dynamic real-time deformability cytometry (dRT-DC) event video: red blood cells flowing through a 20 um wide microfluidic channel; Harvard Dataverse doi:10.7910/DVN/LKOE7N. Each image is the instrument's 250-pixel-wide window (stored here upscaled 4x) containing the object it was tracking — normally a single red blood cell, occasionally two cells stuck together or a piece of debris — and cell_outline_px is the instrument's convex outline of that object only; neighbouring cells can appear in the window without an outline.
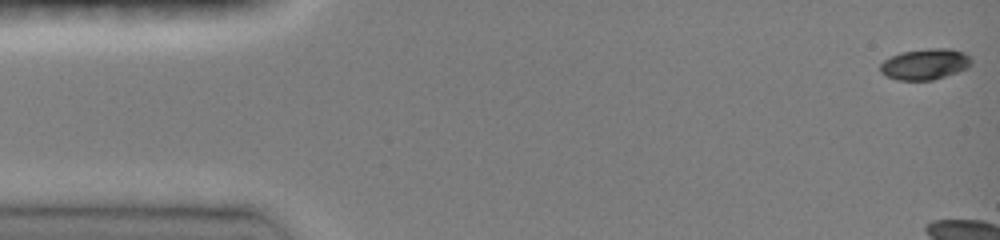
{"species": "common noctule bat (a hibernating species)", "species_latin": "Nyctalus noctula", "temperature_condition": "room temperature", "stored_images_in_passage": 5, "camera_frame_rate_fps": 3000, "um_per_image_px": 0.085, "animal": {"sex": "female", "body_mass_g": 19.0, "forearm_length_mm": 51.5}, "frame": {"image": 1, "passage_image": 1, "time_ms": 0.0, "image_size_px": [1000, 240], "cell_outline_px": [[972, 64], [968, 68], [932, 80], [896, 80], [880, 72], [880, 64], [884, 60], [900, 52], [928, 48], [952, 48], [964, 52], [972, 60]], "centroid_in_image_um": [78.64, 5.44], "position_along_channel_um": 6.4, "area_um2": 16.47}}